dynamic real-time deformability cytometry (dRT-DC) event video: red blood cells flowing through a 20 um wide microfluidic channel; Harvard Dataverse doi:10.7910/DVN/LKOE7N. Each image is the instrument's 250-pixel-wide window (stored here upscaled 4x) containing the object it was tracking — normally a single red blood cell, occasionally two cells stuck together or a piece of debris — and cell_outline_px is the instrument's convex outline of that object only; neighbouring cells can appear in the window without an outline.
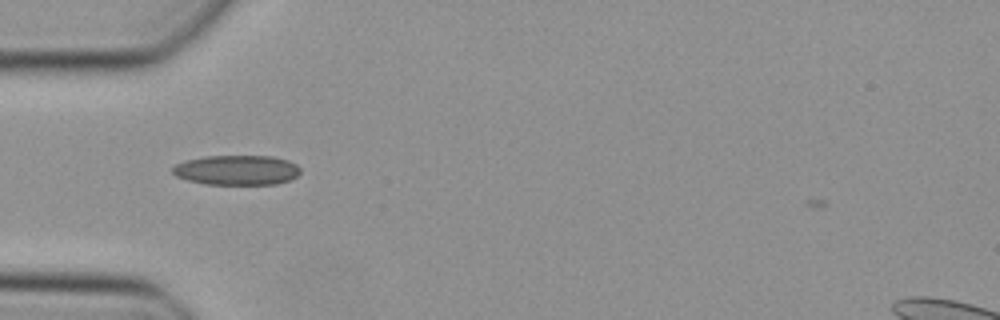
{"species": "Egyptian fruit bat (a non-hibernating species)", "species_latin": "Rousettus aegyptiacus", "temperature_condition": "cold", "stored_images_in_passage": 36, "camera_frame_rate_fps": 3000, "um_per_image_px": 0.085, "animal": {"sex": "female"}, "frame": {"image": 1, "passage_image": 2, "time_ms": 0.333, "image_size_px": [1000, 320], "cell_outline_px": [[300, 172], [296, 176], [288, 180], [276, 184], [204, 184], [188, 180], [176, 176], [172, 172], [172, 168], [176, 164], [184, 160], [204, 156], [272, 156], [288, 160], [296, 164], [300, 168]], "centroid_in_image_um": [20.11, 14.45], "position_along_channel_um": 64.9, "area_um2": 22.25}}
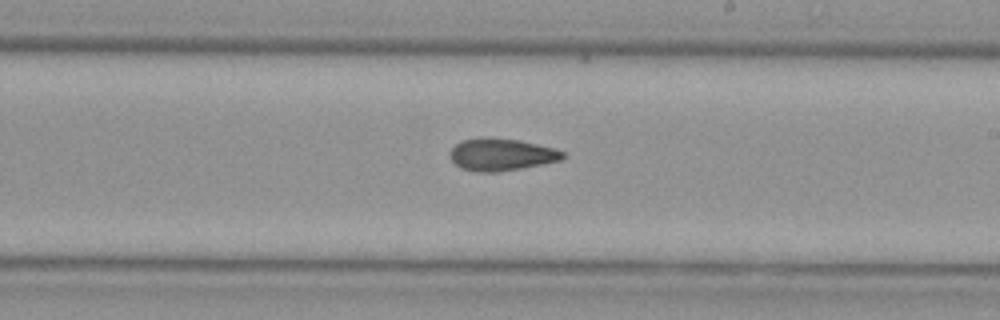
{"frame": {"image": 2, "passage_image": 15, "time_ms": 4.667, "image_size_px": [1000, 320], "cell_outline_px": [[568, 156], [560, 160], [520, 168], [496, 172], [480, 172], [460, 168], [448, 156], [448, 152], [460, 140], [520, 140], [552, 148], [564, 152]], "centroid_in_image_um": [42.61, 13.17], "position_along_channel_um": 246.4, "area_um2": 20.4}}
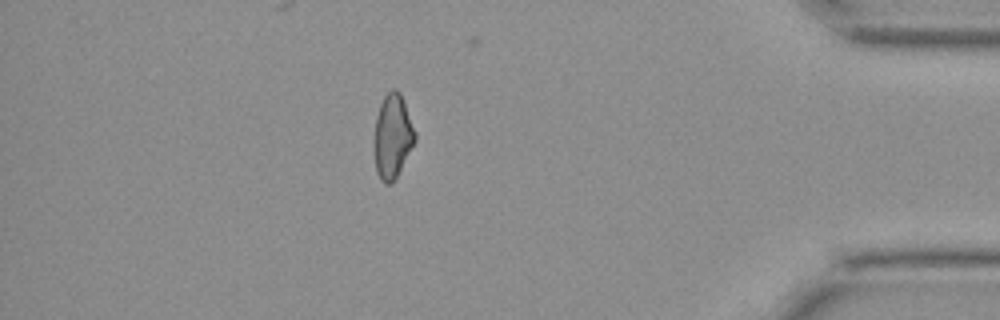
{"frame": {"image": 3, "passage_image": 29, "time_ms": 9.333, "image_size_px": [1000, 320], "cell_outline_px": [[416, 140], [396, 180], [388, 184], [384, 184], [380, 180], [376, 172], [372, 148], [372, 140], [376, 116], [380, 104], [384, 96], [392, 88], [396, 88], [400, 92], [416, 132]], "centroid_in_image_um": [33.33, 11.63], "position_along_channel_um": 401.9, "area_um2": 20.75}}